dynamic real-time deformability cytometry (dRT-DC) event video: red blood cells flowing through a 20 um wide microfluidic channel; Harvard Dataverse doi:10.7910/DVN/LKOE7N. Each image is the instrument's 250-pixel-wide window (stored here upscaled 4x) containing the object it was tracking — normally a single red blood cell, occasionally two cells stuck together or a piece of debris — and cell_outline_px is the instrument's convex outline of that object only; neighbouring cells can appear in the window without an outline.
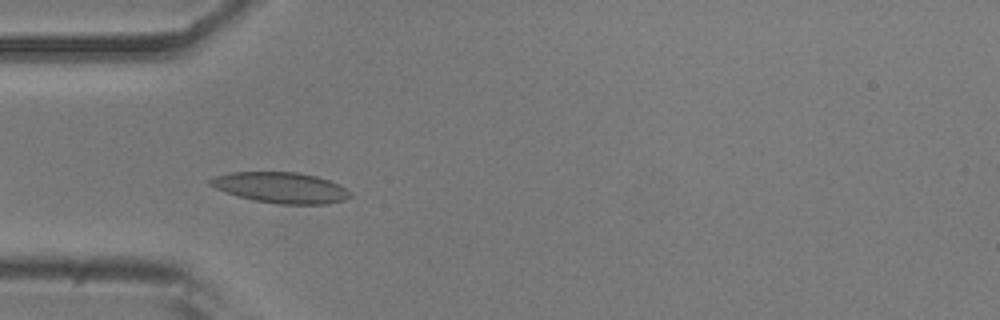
{"species": "common noctule bat (a hibernating species)", "species_latin": "Nyctalus noctula", "temperature_condition": "room temperature", "stored_images_in_passage": 20, "camera_frame_rate_fps": 3000, "um_per_image_px": 0.085, "animal": {"sex": "male", "body_mass_g": 20.5, "forearm_length_mm": 52.5}, "frame": {"image": 1, "passage_image": 4, "time_ms": 1.0, "image_size_px": [1000, 320], "cell_outline_px": [[352, 196], [344, 200], [328, 204], [280, 204], [256, 200], [240, 196], [216, 188], [208, 184], [208, 180], [216, 176], [232, 172], [296, 172], [316, 176], [340, 184], [352, 192]], "centroid_in_image_um": [23.94, 15.94], "position_along_channel_um": 61.1, "area_um2": 24.91}}
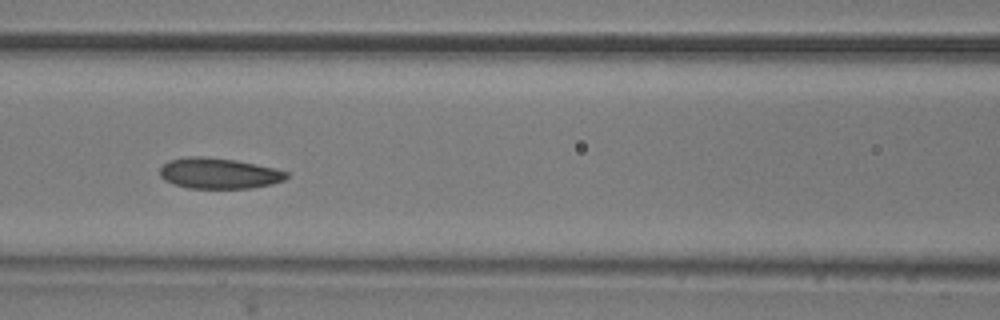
{"frame": {"image": 2, "passage_image": 11, "time_ms": 3.333, "image_size_px": [1000, 320], "cell_outline_px": [[288, 176], [284, 180], [272, 184], [248, 188], [188, 188], [164, 180], [160, 176], [160, 168], [168, 160], [188, 156], [204, 156], [236, 160], [276, 168], [288, 172]], "centroid_in_image_um": [18.6, 14.72], "position_along_channel_um": 148.0, "area_um2": 22.72}}
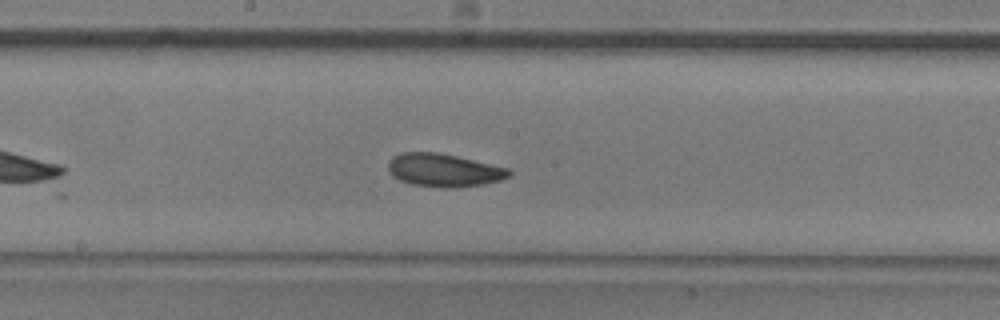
{"frame": {"image": 3, "passage_image": 16, "time_ms": 5.0, "image_size_px": [1000, 320], "cell_outline_px": [[512, 172], [508, 176], [500, 180], [484, 184], [452, 188], [440, 188], [412, 184], [400, 180], [392, 176], [388, 172], [388, 164], [392, 156], [400, 152], [436, 152], [456, 156], [508, 168]], "centroid_in_image_um": [37.68, 14.47], "position_along_channel_um": 210.5, "area_um2": 23.29}}